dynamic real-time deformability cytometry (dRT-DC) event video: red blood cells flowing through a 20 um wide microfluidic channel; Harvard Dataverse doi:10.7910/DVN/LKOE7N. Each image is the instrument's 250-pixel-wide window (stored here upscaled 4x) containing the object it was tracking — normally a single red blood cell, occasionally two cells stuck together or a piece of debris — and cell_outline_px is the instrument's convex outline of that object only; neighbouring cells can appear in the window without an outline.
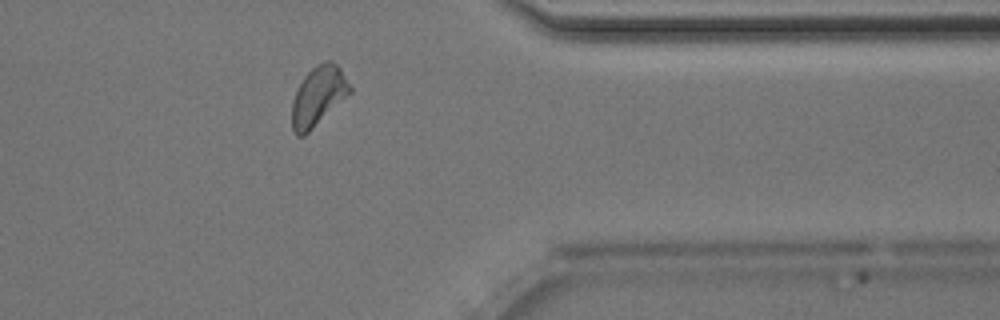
{"species": "Egyptian fruit bat (a non-hibernating species)", "species_latin": "Rousettus aegyptiacus", "temperature_condition": "room temperature", "stored_images_in_passage": 37, "camera_frame_rate_fps": 3000, "um_per_image_px": 0.085, "animal": {"sex": "male"}, "frame": {"image": 1, "passage_image": 32, "time_ms": 10.333, "image_size_px": [1000, 320], "cell_outline_px": [[352, 92], [304, 136], [296, 136], [292, 132], [292, 100], [304, 76], [316, 64], [324, 60], [332, 60], [340, 68], [352, 88]], "centroid_in_image_um": [27.05, 8.16], "position_along_channel_um": 384.4, "area_um2": 20.06}, "authors_computed_cell_mechanics": {"area_um2": 19.8254, "velocity_mm_per_s": 3.9749, "shape_relaxation_time_tau1_ms": 5.9112, "shape_relaxation_time_tau2_ms": 3.9485, "deformation_change_tau1": 0.1362, "deformation_change_tau2": 0.1131}}